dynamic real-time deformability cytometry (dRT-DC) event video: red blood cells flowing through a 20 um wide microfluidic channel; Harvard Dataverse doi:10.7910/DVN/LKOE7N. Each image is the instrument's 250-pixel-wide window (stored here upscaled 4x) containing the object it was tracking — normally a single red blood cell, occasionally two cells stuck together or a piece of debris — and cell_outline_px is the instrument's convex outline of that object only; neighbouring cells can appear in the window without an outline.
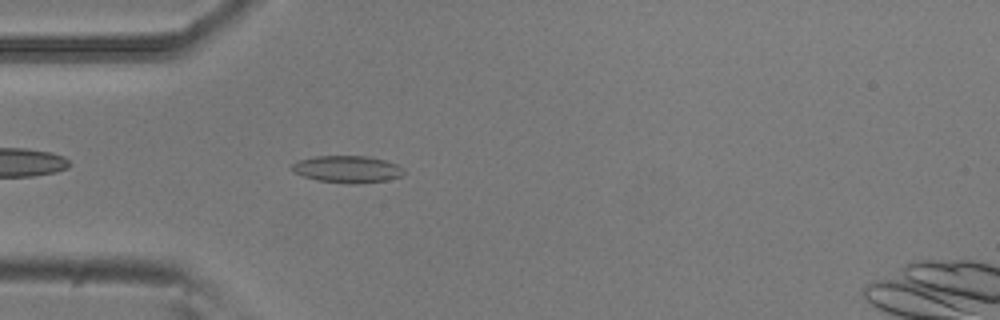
{"species": "common noctule bat (a hibernating species)", "species_latin": "Nyctalus noctula", "temperature_condition": "room temperature", "stored_images_in_passage": 39, "camera_frame_rate_fps": 3000, "um_per_image_px": 0.085, "animal": {"sex": "male", "body_mass_g": 20.5, "forearm_length_mm": 52.5}, "frame": {"image": 1, "passage_image": 1, "time_ms": 0.0, "image_size_px": [1000, 320], "cell_outline_px": [[404, 172], [400, 176], [388, 180], [356, 184], [348, 184], [316, 180], [292, 172], [288, 168], [292, 164], [300, 160], [316, 156], [372, 156], [396, 164], [404, 168]], "centroid_in_image_um": [29.5, 14.38], "position_along_channel_um": 55.5, "area_um2": 17.8}}
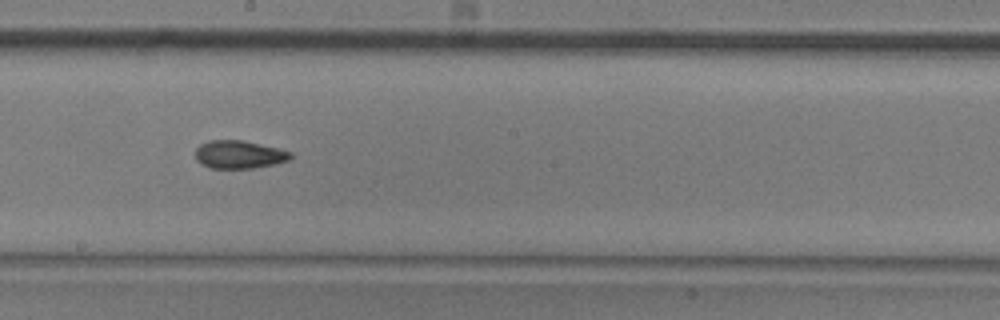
{"frame": {"image": 2, "passage_image": 15, "time_ms": 4.667, "image_size_px": [1000, 320], "cell_outline_px": [[292, 156], [288, 160], [272, 164], [252, 168], [212, 168], [200, 164], [196, 160], [196, 148], [200, 144], [208, 140], [244, 140], [280, 148], [292, 152]], "centroid_in_image_um": [20.31, 13.12], "position_along_channel_um": 227.9, "area_um2": 15.61}}
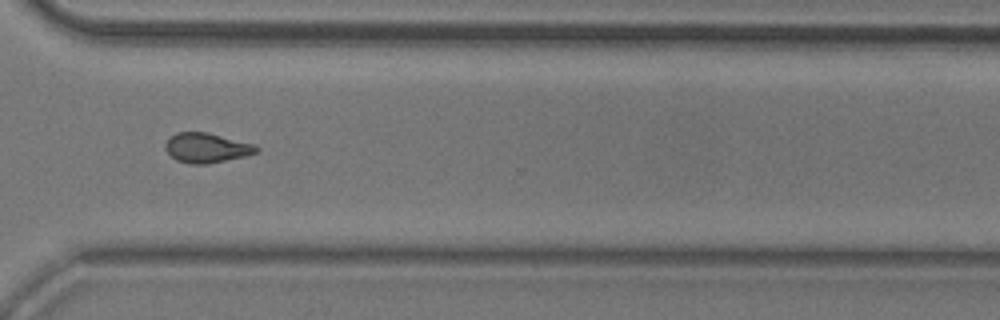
{"frame": {"image": 3, "passage_image": 25, "time_ms": 8.0, "image_size_px": [1000, 320], "cell_outline_px": [[260, 152], [244, 156], [204, 164], [188, 164], [176, 160], [164, 148], [164, 144], [176, 132], [208, 132], [256, 144], [260, 148]], "centroid_in_image_um": [17.59, 12.55], "position_along_channel_um": 353.0, "area_um2": 15.84}, "authors_computed_cell_mechanics": {"area_um2": 15.5482, "velocity_mm_per_s": 3.7659, "shape_relaxation_time_tau1_ms": 8.4826, "shape_relaxation_time_tau2_ms": 4.5462, "deformation_change_tau1": 0.1681, "deformation_change_tau2": 0.1159}}